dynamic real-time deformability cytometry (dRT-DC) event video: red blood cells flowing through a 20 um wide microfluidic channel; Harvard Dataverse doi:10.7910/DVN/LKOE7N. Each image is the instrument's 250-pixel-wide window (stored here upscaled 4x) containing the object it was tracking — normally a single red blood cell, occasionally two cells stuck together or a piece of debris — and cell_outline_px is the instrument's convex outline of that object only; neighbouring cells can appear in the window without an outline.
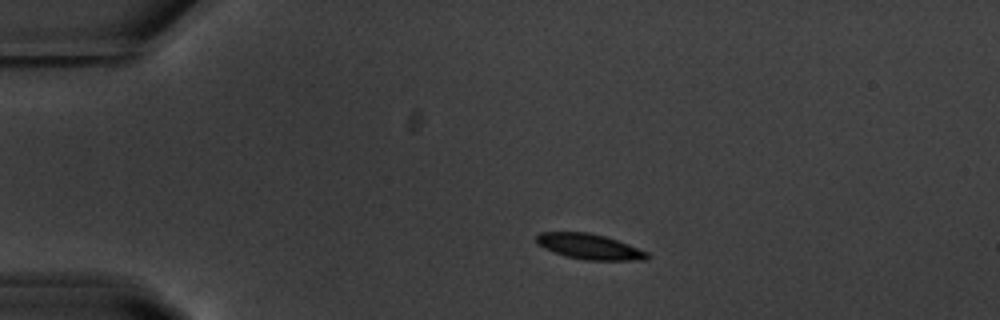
{"species": "common noctule bat (a hibernating species)", "species_latin": "Nyctalus noctula", "temperature_condition": "warm", "stored_images_in_passage": 44, "camera_frame_rate_fps": 3000, "um_per_image_px": 0.085, "animal": {"sex": "male", "body_mass_g": 20.1, "forearm_length_mm": 53.5}, "frame": {"image": 1, "passage_image": 1, "time_ms": 0.0, "image_size_px": [1000, 320], "cell_outline_px": [[652, 256], [648, 260], [584, 260], [568, 256], [544, 248], [536, 244], [536, 236], [540, 232], [588, 232], [604, 236], [628, 244], [648, 252]], "centroid_in_image_um": [50.13, 20.96], "position_along_channel_um": 34.9, "area_um2": 16.36}}
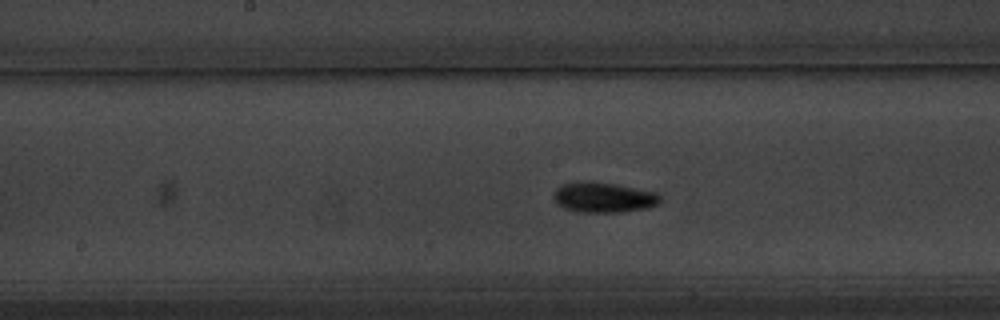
{"frame": {"image": 2, "passage_image": 18, "time_ms": 5.667, "image_size_px": [1000, 320], "cell_outline_px": [[660, 204], [648, 208], [620, 212], [576, 212], [564, 208], [556, 204], [552, 196], [552, 192], [560, 184], [584, 180], [592, 180], [616, 184], [656, 192], [660, 196]], "centroid_in_image_um": [51.25, 16.76], "position_along_channel_um": 197.0, "area_um2": 19.31}}
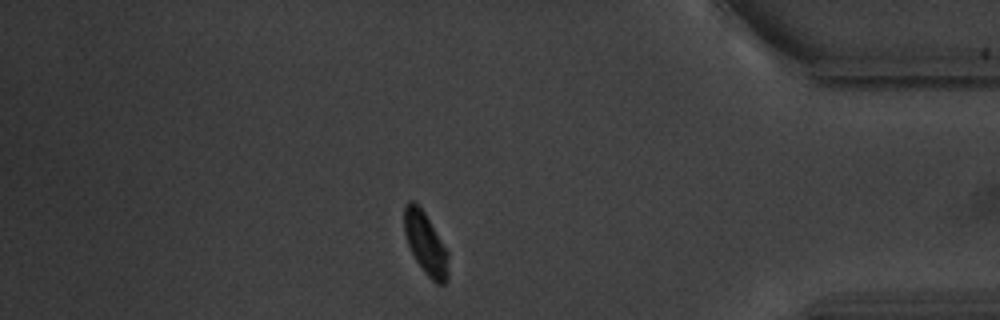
{"frame": {"image": 3, "passage_image": 37, "time_ms": 12.0, "image_size_px": [1000, 320], "cell_outline_px": [[448, 280], [444, 284], [436, 284], [424, 272], [416, 260], [408, 244], [404, 232], [404, 204], [408, 200], [412, 200], [424, 212], [448, 252]], "centroid_in_image_um": [36.17, 20.71], "position_along_channel_um": 399.0, "area_um2": 15.78}, "authors_computed_cell_mechanics": {"area_um2": 16.7042, "velocity_mm_per_s": 3.6864, "shape_relaxation_time_tau1_ms": 1.9422, "shape_relaxation_time_tau2_ms": 3.3802, "deformation_change_tau1": 0.11, "deformation_change_tau2": 0.0696}}